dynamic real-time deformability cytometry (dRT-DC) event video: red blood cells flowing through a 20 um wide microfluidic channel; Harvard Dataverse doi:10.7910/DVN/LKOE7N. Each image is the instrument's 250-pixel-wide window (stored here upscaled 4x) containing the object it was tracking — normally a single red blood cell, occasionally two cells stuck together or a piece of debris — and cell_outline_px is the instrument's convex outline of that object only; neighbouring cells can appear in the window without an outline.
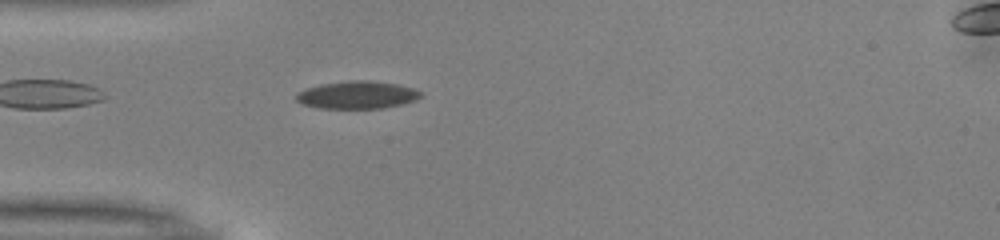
{"species": "common noctule bat (a hibernating species)", "species_latin": "Nyctalus noctula", "temperature_condition": "warm", "stored_images_in_passage": 39, "camera_frame_rate_fps": 3000, "um_per_image_px": 0.085, "animal": {"sex": "male", "body_mass_g": 13.0, "forearm_length_mm": 53.1}, "frame": {"image": 1, "passage_image": 2, "time_ms": 0.333, "image_size_px": [1000, 240], "cell_outline_px": [[424, 96], [416, 100], [400, 104], [380, 108], [316, 108], [304, 104], [296, 100], [296, 92], [320, 84], [348, 80], [368, 80], [396, 84], [412, 88], [424, 92]], "centroid_in_image_um": [30.37, 8.06], "position_along_channel_um": 54.6, "area_um2": 20.06}}
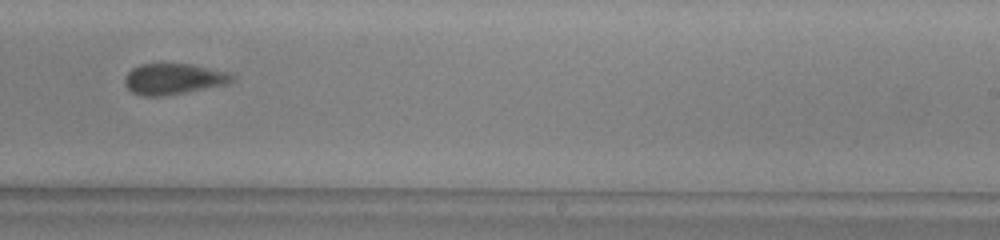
{"frame": {"image": 2, "passage_image": 19, "time_ms": 6.0, "image_size_px": [1000, 240], "cell_outline_px": [[236, 80], [224, 84], [164, 96], [144, 96], [132, 92], [124, 84], [124, 76], [132, 68], [140, 64], [192, 64], [228, 72], [236, 76]], "centroid_in_image_um": [14.73, 6.7], "position_along_channel_um": 274.3, "area_um2": 19.25}}
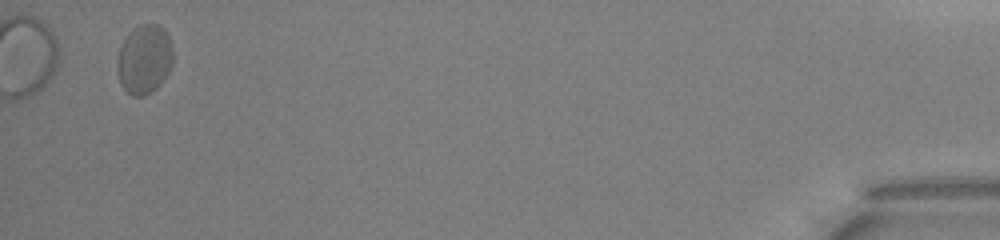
{"frame": {"image": 3, "passage_image": 37, "time_ms": 12.0, "image_size_px": [1000, 240], "cell_outline_px": [[172, 64], [168, 72], [160, 84], [156, 88], [144, 96], [132, 96], [120, 84], [116, 68], [116, 60], [120, 48], [128, 32], [132, 28], [140, 24], [160, 24], [168, 32], [172, 48]], "centroid_in_image_um": [12.26, 5.01], "position_along_channel_um": 422.9, "area_um2": 22.77}, "authors_computed_cell_mechanics": {"area_um2": 20.0566, "velocity_mm_per_s": 3.9746, "shape_relaxation_time_tau1_ms": 4.2714, "shape_relaxation_time_tau2_ms": 1.1585, "deformation_change_tau1": 0.1061, "deformation_change_tau2": 0.0569}}